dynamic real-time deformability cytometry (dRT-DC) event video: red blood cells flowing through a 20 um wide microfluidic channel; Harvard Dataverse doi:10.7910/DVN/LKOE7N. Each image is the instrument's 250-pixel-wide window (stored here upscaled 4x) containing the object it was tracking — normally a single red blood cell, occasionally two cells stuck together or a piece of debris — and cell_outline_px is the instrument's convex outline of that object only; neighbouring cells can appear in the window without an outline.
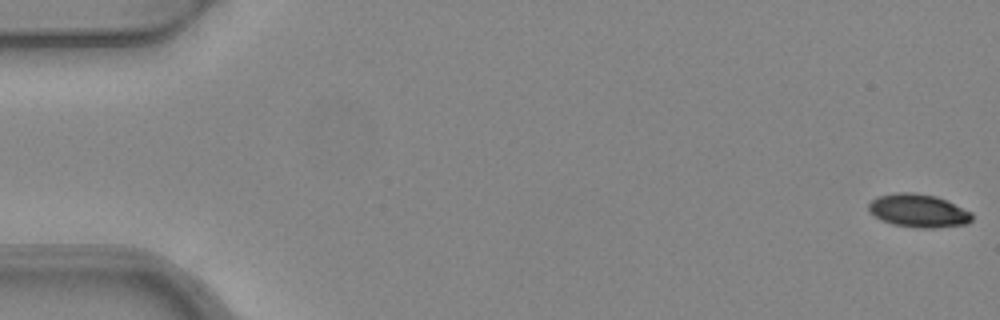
{"species": "common noctule bat (a hibernating species)", "species_latin": "Nyctalus noctula", "temperature_condition": "warm", "stored_images_in_passage": 7, "camera_frame_rate_fps": 3000, "um_per_image_px": 0.085, "animal": {"sex": "female", "body_mass_g": 24.6, "forearm_length_mm": 56.2}, "frame": {"image": 1, "passage_image": 1, "time_ms": 0.0, "image_size_px": [1000, 320], "cell_outline_px": [[972, 220], [968, 224], [936, 228], [916, 228], [892, 224], [880, 220], [868, 208], [868, 204], [876, 196], [896, 192], [912, 192], [936, 196], [972, 212]], "centroid_in_image_um": [78.06, 17.91], "position_along_channel_um": 6.9, "area_um2": 20.11}}
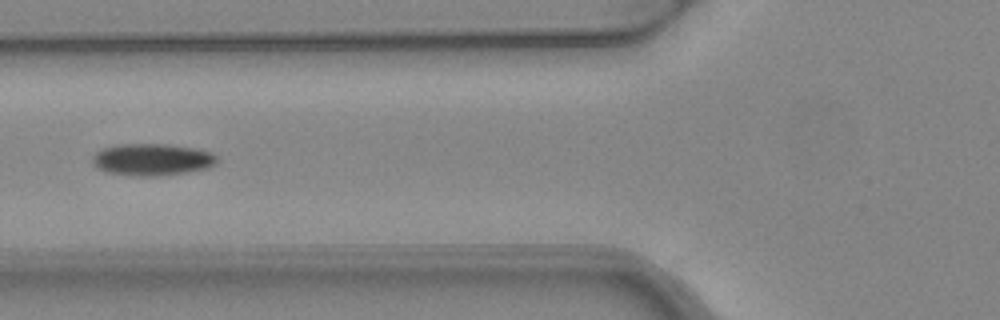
{"frame": {"image": 2, "passage_image": 6, "time_ms": 1.667, "image_size_px": [1000, 320], "cell_outline_px": [[216, 164], [208, 168], [160, 176], [136, 176], [108, 172], [96, 168], [92, 164], [92, 156], [100, 148], [116, 144], [168, 144], [196, 148], [212, 152], [216, 156]], "centroid_in_image_um": [12.89, 13.55], "position_along_channel_um": 112.9, "area_um2": 23.41}}
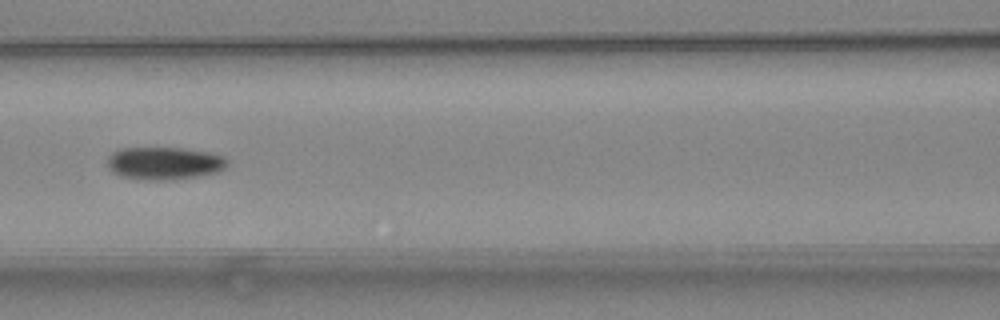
{"frame": {"image": 3, "passage_image": 7, "time_ms": 2.0, "image_size_px": [1000, 320], "cell_outline_px": [[228, 164], [224, 168], [216, 172], [200, 176], [168, 180], [148, 180], [120, 176], [112, 172], [108, 168], [108, 156], [112, 152], [120, 148], [180, 148], [208, 152], [224, 156], [228, 160]], "centroid_in_image_um": [13.95, 13.88], "position_along_channel_um": 152.6, "area_um2": 22.89}}